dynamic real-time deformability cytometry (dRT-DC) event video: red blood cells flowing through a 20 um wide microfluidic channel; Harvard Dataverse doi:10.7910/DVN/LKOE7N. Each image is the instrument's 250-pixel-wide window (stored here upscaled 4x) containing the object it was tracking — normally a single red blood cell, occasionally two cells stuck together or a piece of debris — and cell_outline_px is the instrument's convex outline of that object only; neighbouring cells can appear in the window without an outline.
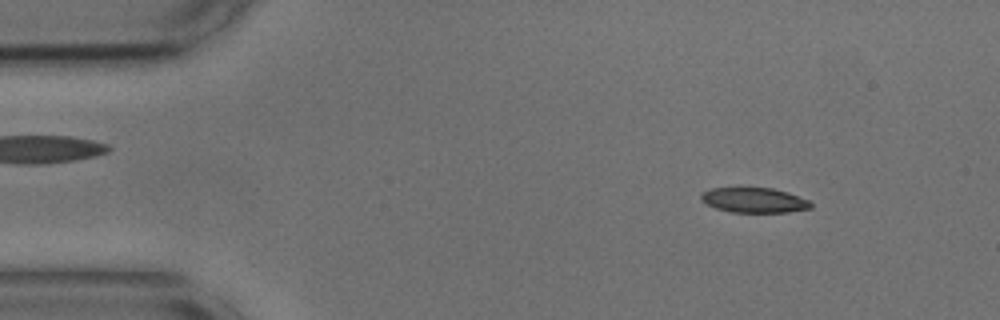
{"species": "common noctule bat (a hibernating species)", "species_latin": "Nyctalus noctula", "temperature_condition": "cold", "stored_images_in_passage": 3, "camera_frame_rate_fps": 3000, "um_per_image_px": 0.085, "animal": {"sex": "male", "body_mass_g": 17.9, "forearm_length_mm": 54.2}, "frame": {"image": 1, "passage_image": 1, "time_ms": 0.0, "image_size_px": [1000, 320], "cell_outline_px": [[812, 208], [788, 212], [732, 212], [716, 208], [700, 200], [700, 196], [704, 192], [712, 188], [740, 184], [772, 188], [788, 192], [808, 200], [812, 204]], "centroid_in_image_um": [64.06, 16.96], "position_along_channel_um": 20.9, "area_um2": 16.7}}